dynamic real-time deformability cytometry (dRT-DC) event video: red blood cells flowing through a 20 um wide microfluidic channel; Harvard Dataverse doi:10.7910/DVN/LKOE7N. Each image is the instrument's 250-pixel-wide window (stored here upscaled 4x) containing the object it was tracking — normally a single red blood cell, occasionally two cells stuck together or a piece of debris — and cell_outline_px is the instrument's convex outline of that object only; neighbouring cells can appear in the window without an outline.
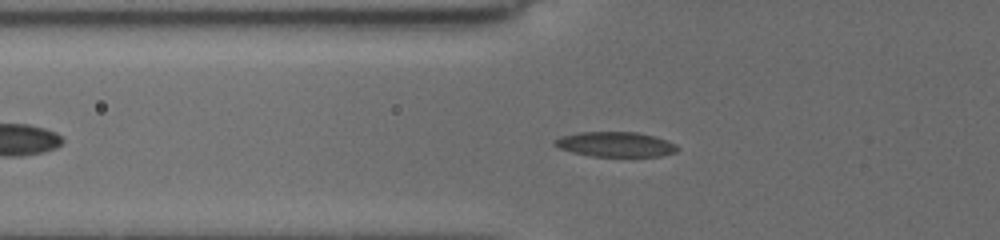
{"species": "common noctule bat (a hibernating species)", "species_latin": "Nyctalus noctula", "temperature_condition": "cold", "stored_images_in_passage": 34, "segment_of_instrument_passage": [1, 2], "camera_frame_rate_fps": 3000, "um_per_image_px": 0.085, "animal": {"sex": "female", "body_mass_g": 19.5, "forearm_length_mm": 54.1}, "frame": {"image": 1, "passage_image": 10, "time_ms": 4.0, "image_size_px": [1000, 240], "cell_outline_px": [[680, 148], [676, 152], [660, 156], [592, 156], [572, 152], [560, 148], [552, 144], [552, 140], [560, 136], [580, 132], [636, 132], [656, 136], [676, 144]], "centroid_in_image_um": [52.31, 12.26], "position_along_channel_um": 73.5, "area_um2": 17.92}}
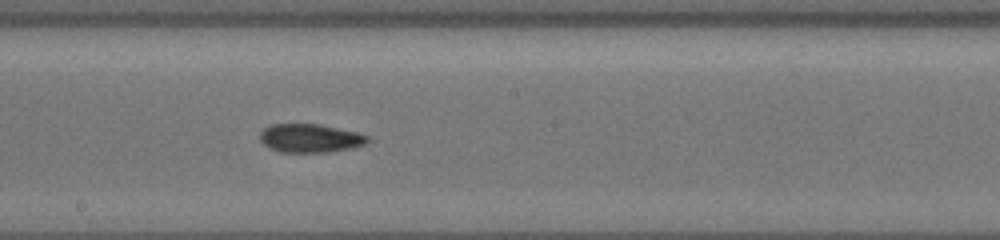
{"frame": {"image": 2, "passage_image": 19, "time_ms": 8.0, "image_size_px": [1000, 240], "cell_outline_px": [[368, 140], [364, 144], [352, 148], [328, 152], [280, 152], [268, 148], [260, 140], [260, 132], [264, 128], [272, 124], [320, 124], [360, 132], [368, 136]], "centroid_in_image_um": [26.36, 11.74], "position_along_channel_um": 221.8, "area_um2": 18.03}}
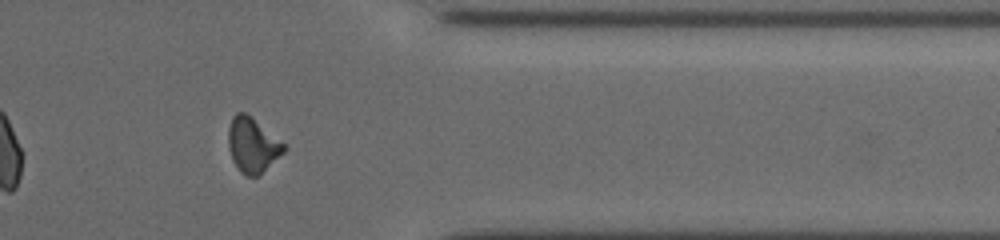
{"frame": {"image": 3, "passage_image": 28, "time_ms": 12.667, "image_size_px": [1000, 240], "cell_outline_px": [[288, 148], [284, 152], [256, 176], [248, 176], [240, 172], [232, 160], [228, 144], [228, 128], [232, 116], [236, 112], [244, 112], [252, 116], [284, 144]], "centroid_in_image_um": [21.43, 12.29], "position_along_channel_um": 390.0, "area_um2": 17.57}}